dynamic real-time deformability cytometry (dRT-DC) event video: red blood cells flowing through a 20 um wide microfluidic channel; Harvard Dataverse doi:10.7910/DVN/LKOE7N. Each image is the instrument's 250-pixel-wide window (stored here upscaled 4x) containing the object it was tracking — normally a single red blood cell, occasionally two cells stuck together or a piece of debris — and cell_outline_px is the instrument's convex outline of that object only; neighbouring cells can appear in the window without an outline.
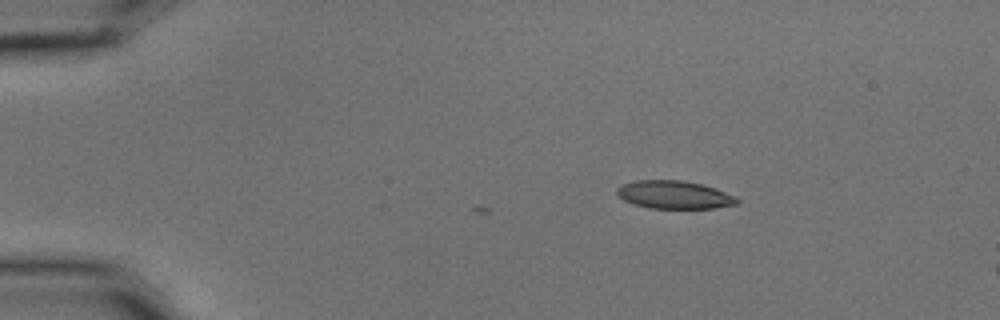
{"species": "common noctule bat (a hibernating species)", "species_latin": "Nyctalus noctula", "temperature_condition": "cold", "stored_images_in_passage": 3, "camera_frame_rate_fps": 3000, "um_per_image_px": 0.085, "animal": {"sex": "male", "body_mass_g": 15.6}, "frame": {"image": 1, "passage_image": 1, "time_ms": 0.0, "image_size_px": [1000, 320], "cell_outline_px": [[740, 200], [736, 204], [716, 208], [648, 208], [624, 200], [616, 192], [616, 188], [620, 184], [632, 180], [684, 180], [704, 184], [716, 188], [736, 196]], "centroid_in_image_um": [57.32, 16.54], "position_along_channel_um": 27.7, "area_um2": 19.83}}